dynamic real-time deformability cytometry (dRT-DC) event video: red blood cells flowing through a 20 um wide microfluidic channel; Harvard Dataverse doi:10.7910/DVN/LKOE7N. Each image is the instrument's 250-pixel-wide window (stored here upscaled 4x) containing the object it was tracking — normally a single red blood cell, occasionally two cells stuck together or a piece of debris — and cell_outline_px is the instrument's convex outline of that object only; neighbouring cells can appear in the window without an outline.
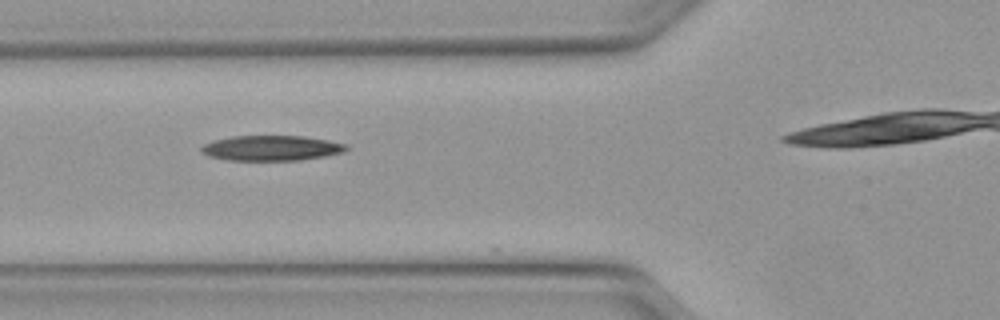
{"species": "Egyptian fruit bat (a non-hibernating species)", "species_latin": "Rousettus aegyptiacus", "temperature_condition": "warm", "stored_images_in_passage": 29, "camera_frame_rate_fps": 3000, "um_per_image_px": 0.085, "animal": {"sex": "female"}, "frame": {"image": 1, "passage_image": 7, "time_ms": 2.0, "image_size_px": [1000, 320], "cell_outline_px": [[348, 148], [340, 152], [324, 156], [300, 160], [228, 160], [208, 156], [200, 152], [200, 148], [204, 144], [216, 140], [232, 136], [304, 136], [328, 140], [348, 144]], "centroid_in_image_um": [23.05, 12.58], "position_along_channel_um": 102.8, "area_um2": 21.15}}